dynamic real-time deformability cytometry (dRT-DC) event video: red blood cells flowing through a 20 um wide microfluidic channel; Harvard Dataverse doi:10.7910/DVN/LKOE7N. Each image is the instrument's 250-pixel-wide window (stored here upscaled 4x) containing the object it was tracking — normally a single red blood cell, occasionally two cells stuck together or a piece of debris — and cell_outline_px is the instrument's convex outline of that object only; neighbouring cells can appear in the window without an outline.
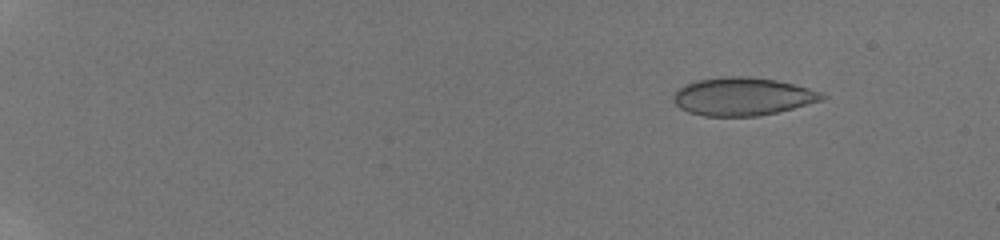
{"species": "human", "species_latin": "Homo sapiens", "temperature_condition": "room temperature", "stored_images_in_passage": 63, "camera_frame_rate_fps": 3000, "um_per_image_px": 0.085, "donor": {"sex": "male"}, "frame": {"image": 1, "passage_image": 14, "time_ms": 2.333, "image_size_px": [1000, 240], "cell_outline_px": [[828, 96], [824, 100], [760, 116], [704, 116], [688, 112], [680, 108], [672, 100], [672, 96], [684, 84], [696, 80], [720, 76], [748, 76], [776, 80], [808, 88], [820, 92]], "centroid_in_image_um": [63.09, 8.2], "position_along_channel_um": 21.9, "area_um2": 33.0}}
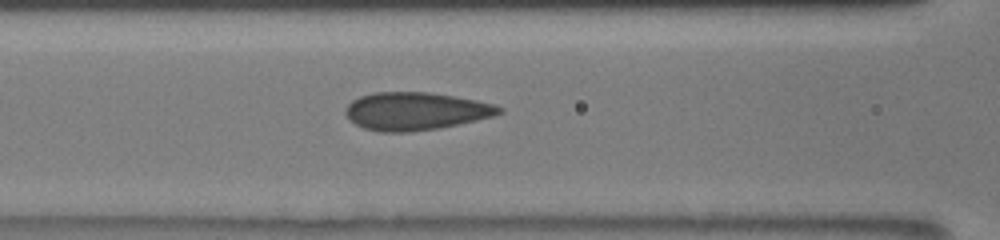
{"frame": {"image": 2, "passage_image": 38, "time_ms": 9.333, "image_size_px": [1000, 240], "cell_outline_px": [[504, 112], [496, 116], [440, 128], [408, 132], [380, 132], [364, 128], [356, 124], [344, 112], [344, 108], [352, 100], [360, 96], [372, 92], [428, 92], [476, 100], [496, 104], [504, 108]], "centroid_in_image_um": [35.36, 9.45], "position_along_channel_um": 131.2, "area_um2": 34.04}}
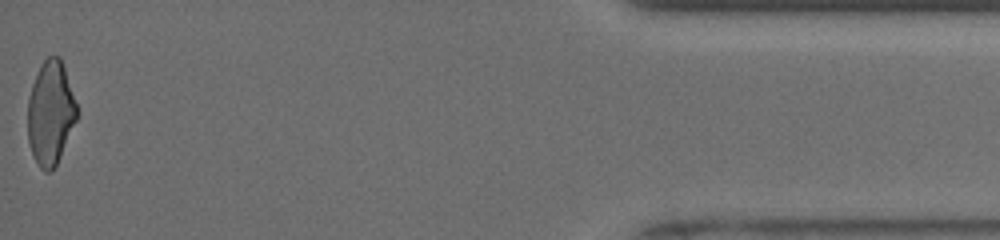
{"frame": {"image": 3, "passage_image": 63, "time_ms": 18.667, "image_size_px": [1000, 240], "cell_outline_px": [[80, 116], [52, 172], [44, 172], [40, 168], [32, 152], [28, 140], [28, 100], [32, 84], [44, 60], [48, 56], [60, 56]], "centroid_in_image_um": [4.31, 9.64], "position_along_channel_um": 430.9, "area_um2": 29.59}, "authors_computed_cell_mechanics": {"area_um2": 32.657, "velocity_mm_per_s": 3.9163, "shape_relaxation_time_tau1_ms": null, "shape_relaxation_time_tau2_ms": 0.8334, "deformation_change_tau1": null, "deformation_change_tau2": 0.0726}}